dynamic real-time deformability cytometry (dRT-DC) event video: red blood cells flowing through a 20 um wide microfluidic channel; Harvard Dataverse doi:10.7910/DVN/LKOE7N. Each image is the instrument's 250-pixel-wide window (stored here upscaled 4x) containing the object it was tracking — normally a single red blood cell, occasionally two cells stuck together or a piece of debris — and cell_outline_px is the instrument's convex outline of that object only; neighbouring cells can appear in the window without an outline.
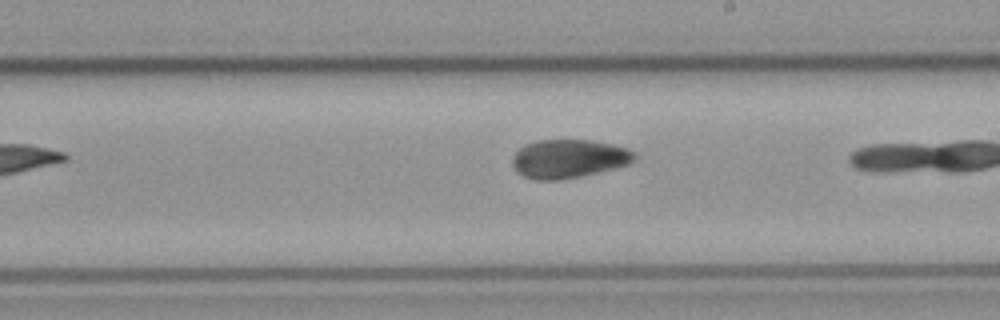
{"species": "common noctule bat (a hibernating species)", "species_latin": "Nyctalus noctula", "temperature_condition": "cold", "stored_images_in_passage": 8, "camera_frame_rate_fps": 3000, "um_per_image_px": 0.085, "animal": {"sex": "male", "body_mass_g": 23.1, "forearm_length_mm": 52.7}, "frame": {"image": 1, "passage_image": 7, "time_ms": 7.0, "image_size_px": [1000, 320], "cell_outline_px": [[636, 160], [628, 164], [616, 168], [580, 176], [560, 180], [536, 180], [524, 176], [516, 172], [512, 164], [512, 160], [516, 152], [524, 144], [536, 140], [592, 140], [612, 144], [628, 148], [636, 152]], "centroid_in_image_um": [48.36, 13.49], "position_along_channel_um": 240.6, "area_um2": 27.69}}